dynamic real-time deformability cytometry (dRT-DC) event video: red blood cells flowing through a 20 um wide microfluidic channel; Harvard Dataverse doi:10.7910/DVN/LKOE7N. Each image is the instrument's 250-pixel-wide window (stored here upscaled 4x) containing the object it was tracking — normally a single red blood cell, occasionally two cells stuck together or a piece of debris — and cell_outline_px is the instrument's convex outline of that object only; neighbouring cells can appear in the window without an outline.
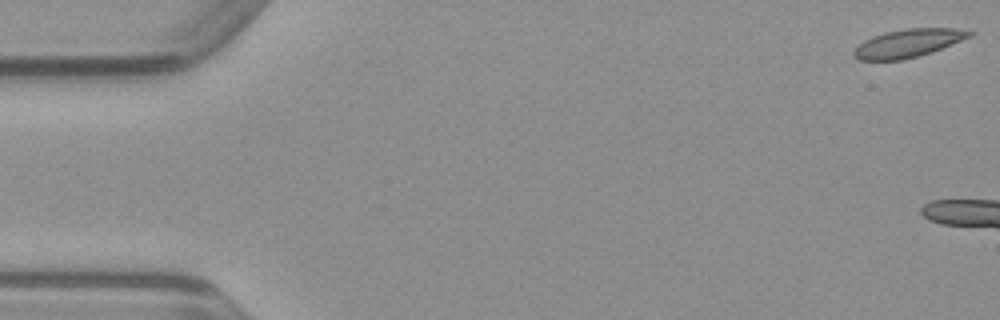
{"species": "common noctule bat (a hibernating species)", "species_latin": "Nyctalus noctula", "temperature_condition": "warm", "stored_images_in_passage": 10, "camera_frame_rate_fps": 3000, "um_per_image_px": 0.085, "animal": {"sex": "male", "body_mass_g": 23.1, "forearm_length_mm": 52.7}, "frame": {"image": 1, "passage_image": 1, "time_ms": 0.0, "image_size_px": [1000, 320], "cell_outline_px": [[976, 32], [972, 36], [932, 52], [900, 60], [860, 60], [852, 56], [852, 52], [864, 40], [872, 36], [884, 32], [904, 28], [952, 28]], "centroid_in_image_um": [77.18, 3.66], "position_along_channel_um": 7.8, "area_um2": 18.96}}